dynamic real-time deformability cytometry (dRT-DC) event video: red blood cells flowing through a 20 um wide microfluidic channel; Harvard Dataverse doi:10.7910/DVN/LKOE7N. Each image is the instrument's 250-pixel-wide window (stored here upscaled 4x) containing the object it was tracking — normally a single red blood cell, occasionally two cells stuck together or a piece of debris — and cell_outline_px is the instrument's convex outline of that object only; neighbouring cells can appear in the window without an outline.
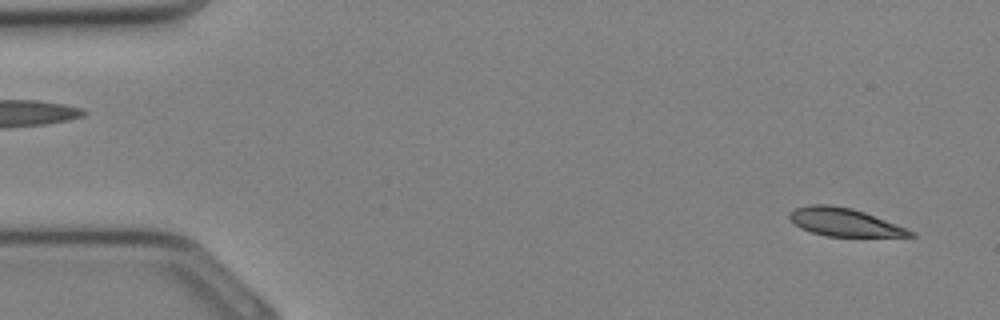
{"species": "Egyptian fruit bat (a non-hibernating species)", "species_latin": "Rousettus aegyptiacus", "temperature_condition": "cold", "stored_images_in_passage": 32, "camera_frame_rate_fps": 3000, "um_per_image_px": 0.085, "animal": {"sex": "female"}, "frame": {"image": 1, "passage_image": 1, "time_ms": 0.0, "image_size_px": [1000, 320], "cell_outline_px": [[916, 236], [828, 236], [812, 232], [800, 228], [788, 216], [788, 212], [796, 208], [808, 204], [828, 204], [852, 208], [864, 212], [916, 232]], "centroid_in_image_um": [71.74, 18.87], "position_along_channel_um": 13.3, "area_um2": 19.48}}
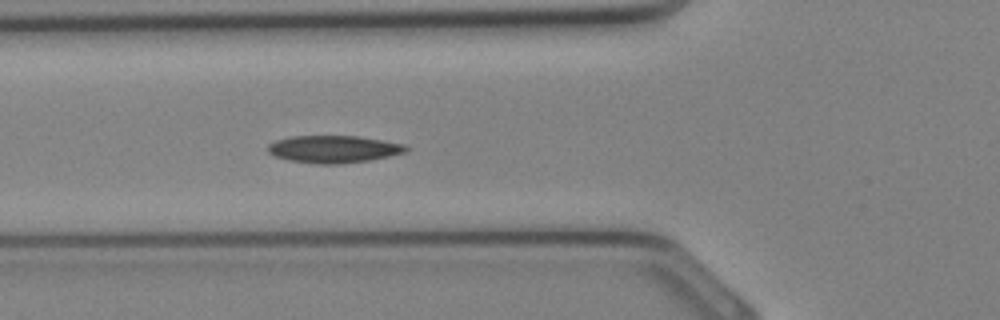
{"frame": {"image": 2, "passage_image": 11, "time_ms": 3.333, "image_size_px": [1000, 320], "cell_outline_px": [[412, 148], [408, 152], [372, 160], [340, 164], [316, 164], [288, 160], [276, 156], [268, 152], [268, 144], [276, 140], [292, 136], [356, 136], [404, 144]], "centroid_in_image_um": [28.4, 12.68], "position_along_channel_um": 97.4, "area_um2": 22.14}}
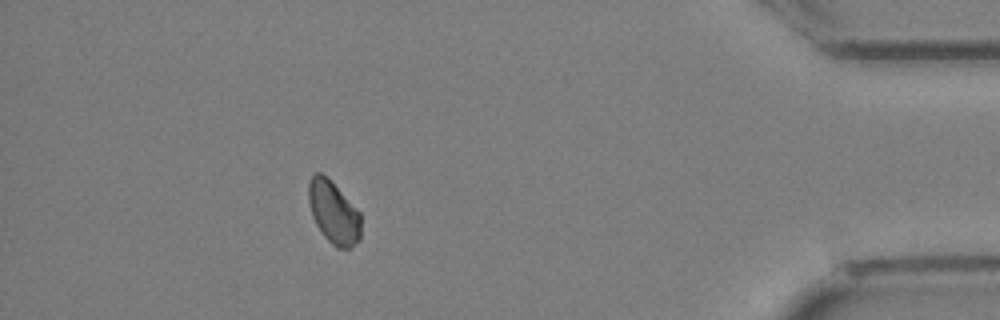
{"frame": {"image": 3, "passage_image": 29, "time_ms": 9.333, "image_size_px": [1000, 320], "cell_outline_px": [[360, 240], [348, 248], [336, 248], [324, 236], [316, 224], [312, 216], [308, 200], [308, 184], [312, 176], [316, 172], [320, 172], [360, 212]], "centroid_in_image_um": [28.34, 18.09], "position_along_channel_um": 406.9, "area_um2": 18.61}}